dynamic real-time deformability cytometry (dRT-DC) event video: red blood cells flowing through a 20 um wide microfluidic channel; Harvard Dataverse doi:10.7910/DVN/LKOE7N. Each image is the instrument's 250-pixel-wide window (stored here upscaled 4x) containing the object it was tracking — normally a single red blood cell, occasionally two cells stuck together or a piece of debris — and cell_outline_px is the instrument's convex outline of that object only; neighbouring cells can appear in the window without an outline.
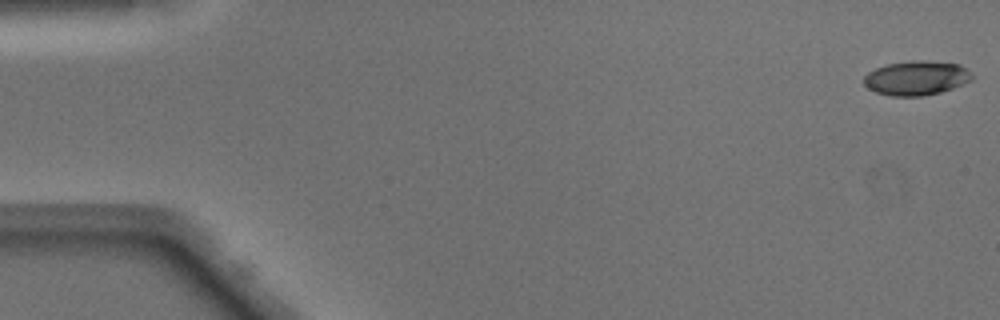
{"species": "Egyptian fruit bat (a non-hibernating species)", "species_latin": "Rousettus aegyptiacus", "temperature_condition": "warm", "stored_images_in_passage": 49, "camera_frame_rate_fps": 3000, "um_per_image_px": 0.085, "animal": {"sex": "male"}, "frame": {"image": 1, "passage_image": 1, "time_ms": 0.0, "image_size_px": [1000, 320], "cell_outline_px": [[972, 80], [952, 88], [940, 92], [924, 96], [892, 96], [876, 92], [868, 88], [864, 84], [864, 76], [868, 72], [876, 68], [888, 64], [912, 60], [924, 60], [960, 64], [972, 76]], "centroid_in_image_um": [77.87, 6.63], "position_along_channel_um": 7.1, "area_um2": 21.5}}
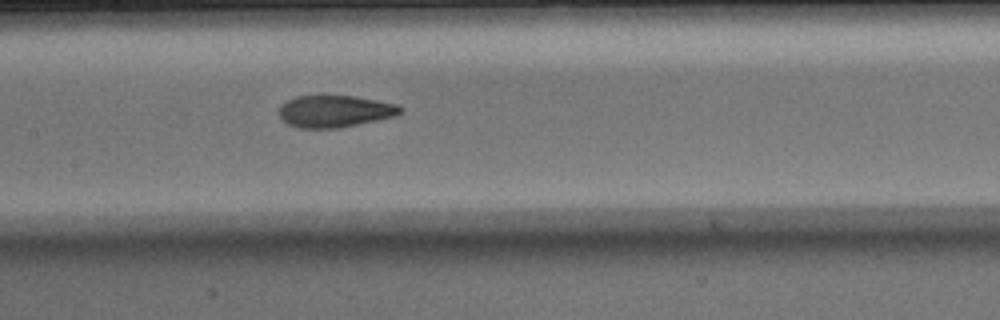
{"frame": {"image": 2, "passage_image": 24, "time_ms": 7.667, "image_size_px": [1000, 320], "cell_outline_px": [[404, 108], [396, 116], [340, 128], [300, 128], [288, 124], [276, 112], [280, 104], [296, 96], [356, 96], [396, 104]], "centroid_in_image_um": [28.43, 9.46], "position_along_channel_um": 179.0, "area_um2": 22.66}}
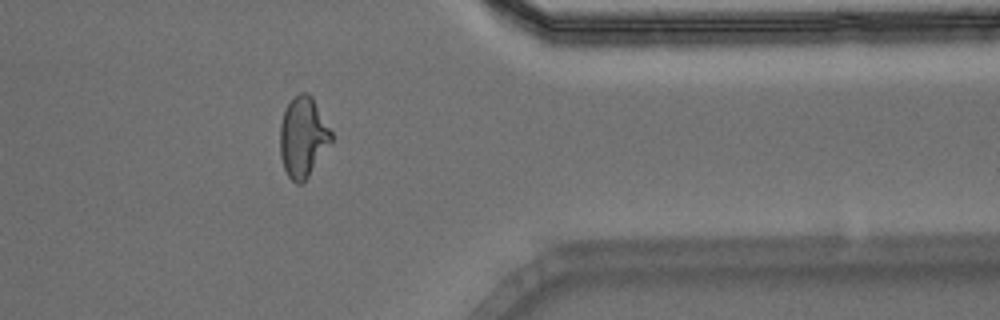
{"frame": {"image": 3, "passage_image": 40, "time_ms": 13.0, "image_size_px": [1000, 320], "cell_outline_px": [[332, 140], [308, 176], [300, 184], [296, 184], [288, 176], [284, 168], [280, 156], [280, 124], [284, 112], [288, 104], [300, 92], [308, 92], [312, 96], [332, 132]], "centroid_in_image_um": [25.74, 11.64], "position_along_channel_um": 385.7, "area_um2": 23.64}, "authors_computed_cell_mechanics": {"area_um2": 23.0622, "velocity_mm_per_s": 4.127, "shape_relaxation_time_tau1_ms": 5.7194, "shape_relaxation_time_tau2_ms": 1.3189, "deformation_change_tau1": 0.2137, "deformation_change_tau2": 0.0812}}